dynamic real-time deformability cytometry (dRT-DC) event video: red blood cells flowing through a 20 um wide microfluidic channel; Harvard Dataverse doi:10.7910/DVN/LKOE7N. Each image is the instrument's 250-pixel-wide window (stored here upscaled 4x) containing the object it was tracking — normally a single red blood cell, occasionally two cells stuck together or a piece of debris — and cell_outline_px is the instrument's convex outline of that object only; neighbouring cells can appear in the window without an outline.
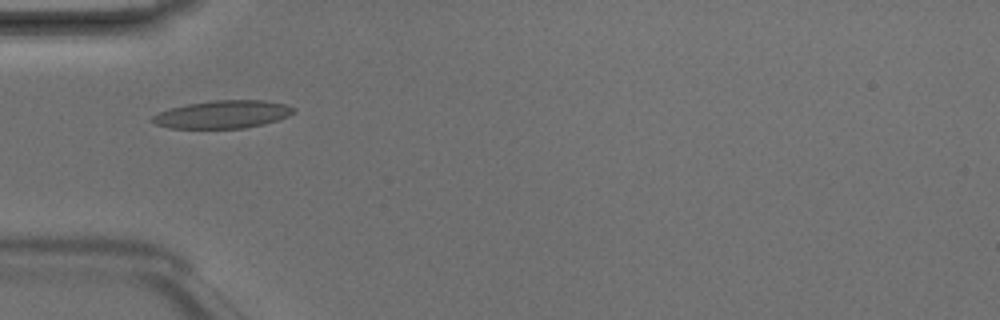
{"species": "Egyptian fruit bat (a non-hibernating species)", "species_latin": "Rousettus aegyptiacus", "temperature_condition": "room temperature", "stored_images_in_passage": 4, "camera_frame_rate_fps": 3000, "um_per_image_px": 0.085, "animal": {"sex": "male"}, "frame": {"image": 1, "passage_image": 3, "time_ms": 0.667, "image_size_px": [1000, 320], "cell_outline_px": [[296, 112], [288, 116], [276, 120], [244, 128], [168, 128], [156, 124], [148, 120], [152, 116], [160, 112], [172, 108], [188, 104], [216, 100], [264, 100], [284, 104], [296, 108]], "centroid_in_image_um": [18.92, 9.72], "position_along_channel_um": 66.1, "area_um2": 22.72}}